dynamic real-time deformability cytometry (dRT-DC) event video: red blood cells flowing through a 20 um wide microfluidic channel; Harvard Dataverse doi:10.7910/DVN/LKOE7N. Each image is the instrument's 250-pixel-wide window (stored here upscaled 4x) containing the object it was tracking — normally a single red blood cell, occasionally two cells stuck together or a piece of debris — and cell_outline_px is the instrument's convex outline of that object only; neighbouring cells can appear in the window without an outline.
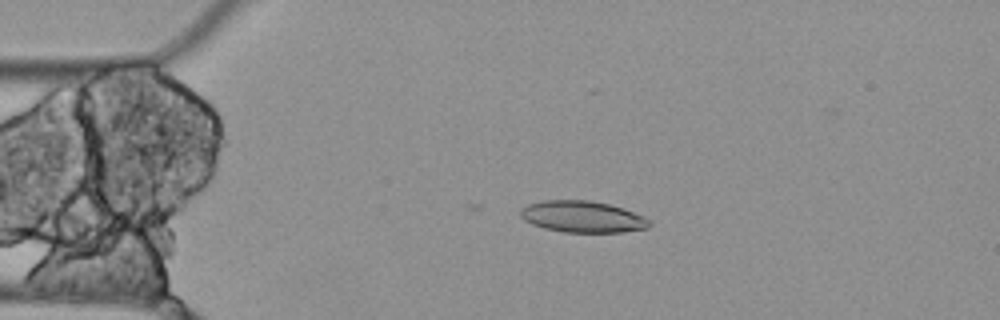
{"species": "Egyptian fruit bat (a non-hibernating species)", "species_latin": "Rousettus aegyptiacus", "temperature_condition": "cold", "stored_images_in_passage": 4, "camera_frame_rate_fps": 3000, "um_per_image_px": 0.085, "animal": {"sex": "female"}, "frame": {"image": 1, "passage_image": 3, "time_ms": 0.667, "image_size_px": [1000, 320], "cell_outline_px": [[652, 224], [648, 228], [620, 232], [564, 232], [544, 228], [532, 224], [524, 220], [520, 216], [520, 208], [528, 204], [544, 200], [588, 200], [608, 204], [624, 208], [644, 216], [652, 220]], "centroid_in_image_um": [49.53, 18.42], "position_along_channel_um": 35.5, "area_um2": 23.81}}